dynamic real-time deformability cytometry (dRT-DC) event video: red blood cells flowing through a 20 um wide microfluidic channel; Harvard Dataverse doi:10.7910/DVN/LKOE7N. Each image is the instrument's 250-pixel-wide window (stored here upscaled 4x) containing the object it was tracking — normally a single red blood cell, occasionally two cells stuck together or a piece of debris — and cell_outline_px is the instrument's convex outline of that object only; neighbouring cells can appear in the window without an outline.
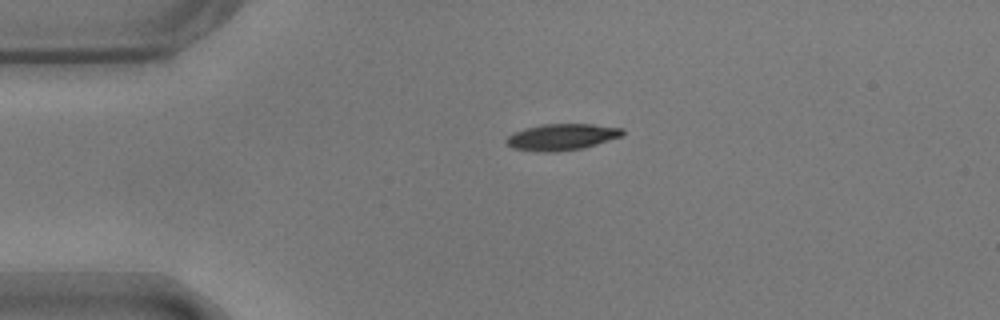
{"species": "common noctule bat (a hibernating species)", "species_latin": "Nyctalus noctula", "temperature_condition": "warm", "stored_images_in_passage": 44, "camera_frame_rate_fps": 3000, "um_per_image_px": 0.085, "animal": {"sex": "male", "body_mass_g": 17.9}, "frame": {"image": 1, "passage_image": 1, "time_ms": 0.0, "image_size_px": [1000, 320], "cell_outline_px": [[624, 136], [584, 148], [552, 152], [536, 152], [512, 148], [504, 144], [504, 140], [512, 132], [524, 128], [540, 124], [592, 124], [624, 128]], "centroid_in_image_um": [47.72, 11.64], "position_along_channel_um": 37.3, "area_um2": 18.32}}
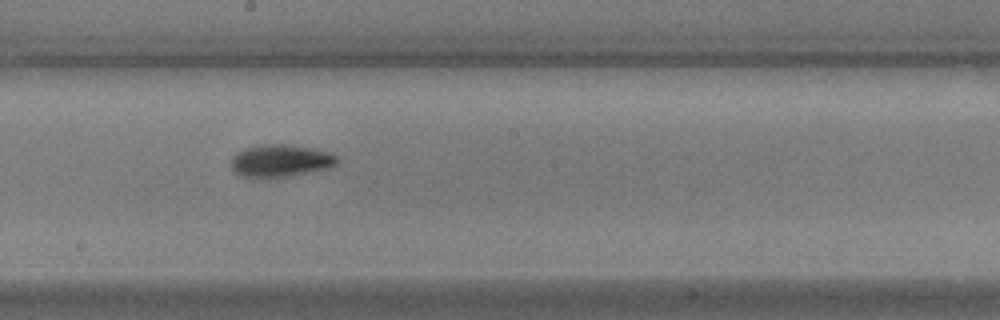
{"frame": {"image": 2, "passage_image": 19, "time_ms": 6.0, "image_size_px": [1000, 320], "cell_outline_px": [[340, 160], [336, 164], [328, 168], [308, 172], [284, 176], [244, 176], [236, 172], [232, 168], [232, 156], [236, 152], [244, 148], [260, 144], [288, 144], [312, 148], [328, 152], [340, 156]], "centroid_in_image_um": [23.88, 13.62], "position_along_channel_um": 224.3, "area_um2": 19.71}}
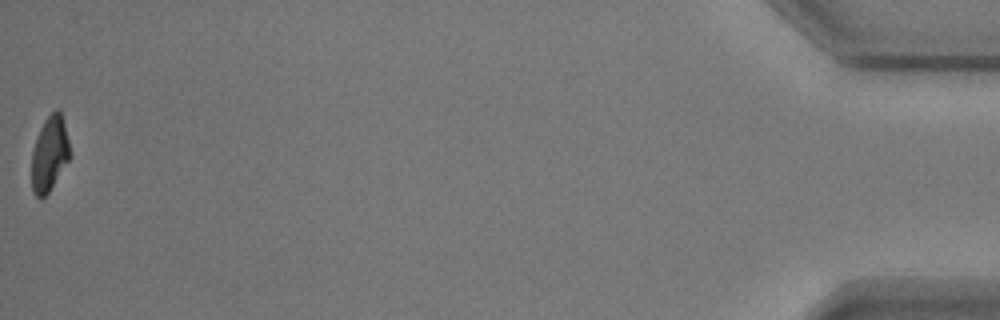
{"frame": {"image": 3, "passage_image": 44, "time_ms": 14.333, "image_size_px": [1000, 320], "cell_outline_px": [[72, 156], [48, 192], [40, 200], [32, 192], [32, 152], [40, 128], [44, 120], [56, 108], [60, 112], [64, 124]], "centroid_in_image_um": [4.22, 13.1], "position_along_channel_um": 431.0, "area_um2": 16.59}, "authors_computed_cell_mechanics": {"area_um2": 18.4093, "velocity_mm_per_s": 3.6496, "shape_relaxation_time_tau1_ms": 3.1633, "shape_relaxation_time_tau2_ms": null, "deformation_change_tau1": 0.1706, "deformation_change_tau2": null}}